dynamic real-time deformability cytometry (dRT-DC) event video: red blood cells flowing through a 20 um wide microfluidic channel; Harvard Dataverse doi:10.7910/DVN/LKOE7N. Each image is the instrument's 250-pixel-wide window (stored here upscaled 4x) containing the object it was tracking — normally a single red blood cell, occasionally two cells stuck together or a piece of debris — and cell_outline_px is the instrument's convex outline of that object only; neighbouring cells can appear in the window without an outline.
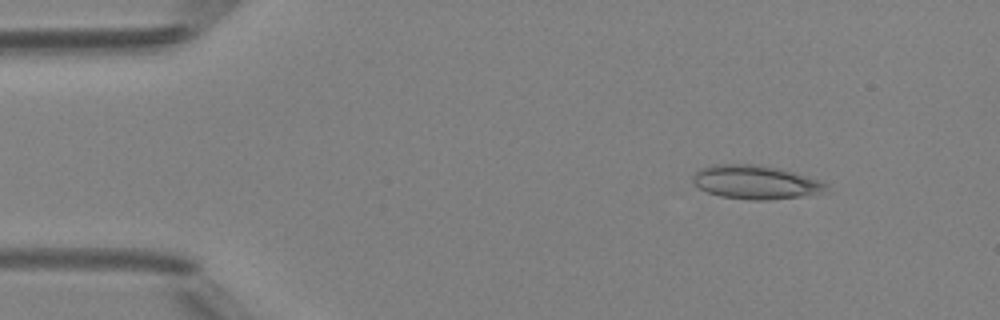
{"species": "Egyptian fruit bat (a non-hibernating species)", "species_latin": "Rousettus aegyptiacus", "temperature_condition": "room temperature", "stored_images_in_passage": 48, "camera_frame_rate_fps": 3000, "um_per_image_px": 0.085, "animal": {"sex": "female"}, "frame": {"image": 1, "passage_image": 6, "time_ms": 1.667, "image_size_px": [1000, 320], "cell_outline_px": [[832, 192], [768, 200], [748, 200], [720, 196], [708, 192], [700, 188], [692, 180], [692, 176], [700, 168], [712, 164], [756, 164], [780, 168], [796, 172], [824, 180], [828, 184]], "centroid_in_image_um": [64.33, 15.48], "position_along_channel_um": 20.7, "area_um2": 26.82}}
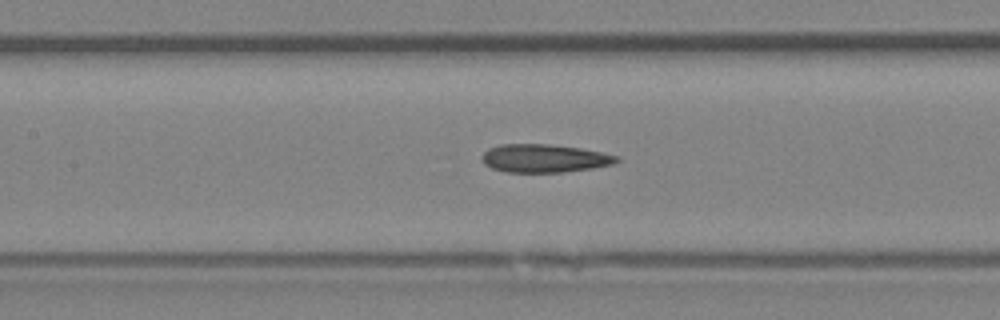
{"frame": {"image": 2, "passage_image": 22, "time_ms": 7.0, "image_size_px": [1000, 320], "cell_outline_px": [[620, 160], [612, 164], [592, 168], [564, 172], [504, 172], [492, 168], [484, 164], [480, 156], [488, 148], [500, 144], [548, 144], [580, 148], [620, 156]], "centroid_in_image_um": [46.24, 13.45], "position_along_channel_um": 161.2, "area_um2": 22.2}}
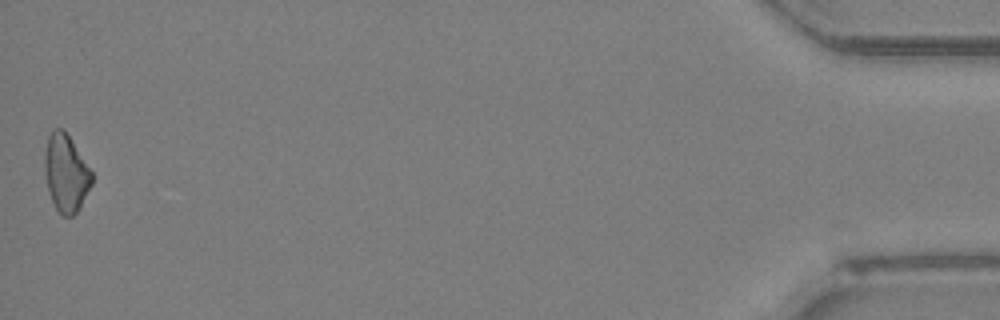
{"frame": {"image": 3, "passage_image": 48, "time_ms": 15.667, "image_size_px": [1000, 320], "cell_outline_px": [[92, 184], [80, 208], [72, 216], [60, 216], [52, 200], [48, 188], [44, 172], [44, 152], [48, 136], [52, 128], [64, 128], [92, 172]], "centroid_in_image_um": [5.59, 14.7], "position_along_channel_um": 429.6, "area_um2": 21.39}}